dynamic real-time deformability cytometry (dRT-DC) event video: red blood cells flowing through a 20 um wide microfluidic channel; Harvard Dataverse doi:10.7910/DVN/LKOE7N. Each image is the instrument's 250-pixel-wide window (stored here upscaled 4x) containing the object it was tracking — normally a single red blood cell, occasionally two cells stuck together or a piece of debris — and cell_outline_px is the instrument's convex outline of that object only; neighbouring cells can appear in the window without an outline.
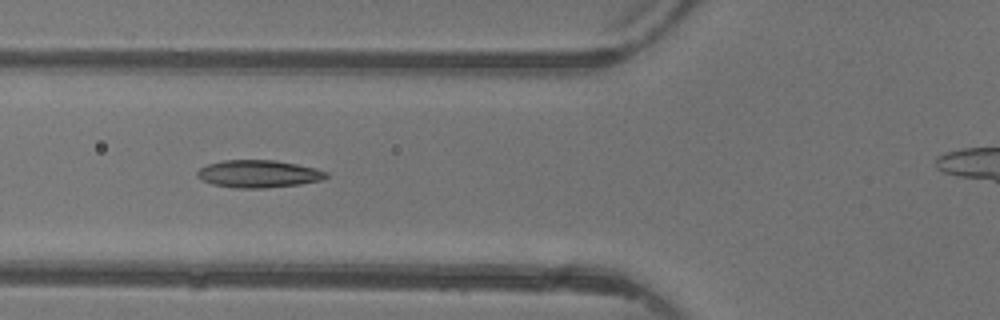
{"species": "common noctule bat (a hibernating species)", "species_latin": "Nyctalus noctula", "temperature_condition": "warm", "stored_images_in_passage": 5, "camera_frame_rate_fps": 3000, "um_per_image_px": 0.085, "animal": {"sex": "female"}, "frame": {"image": 1, "passage_image": 5, "time_ms": 5.333, "image_size_px": [1000, 320], "cell_outline_px": [[328, 176], [320, 180], [300, 184], [264, 188], [236, 188], [212, 184], [196, 176], [196, 172], [200, 168], [208, 164], [224, 160], [276, 160], [316, 168], [328, 172]], "centroid_in_image_um": [21.97, 14.77], "position_along_channel_um": 103.8, "area_um2": 20.58}}